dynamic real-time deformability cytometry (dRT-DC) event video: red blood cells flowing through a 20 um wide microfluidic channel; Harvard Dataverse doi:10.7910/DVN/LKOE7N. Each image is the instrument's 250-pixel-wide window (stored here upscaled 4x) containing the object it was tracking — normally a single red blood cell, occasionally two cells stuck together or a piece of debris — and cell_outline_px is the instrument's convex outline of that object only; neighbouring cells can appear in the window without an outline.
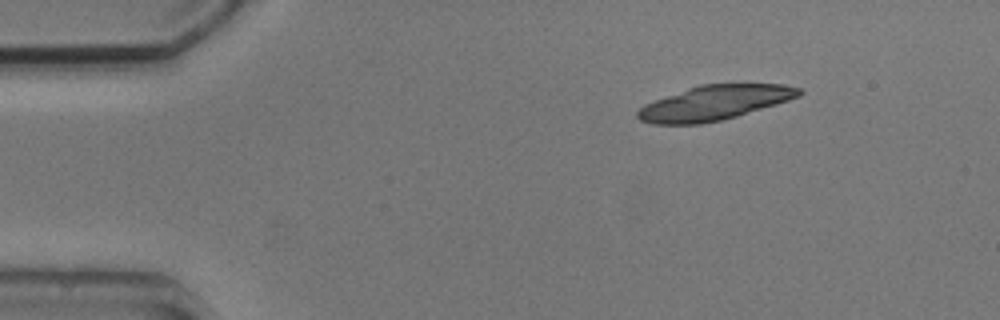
{"species": "common noctule bat (a hibernating species)", "species_latin": "Nyctalus noctula", "temperature_condition": "cold", "stored_images_in_passage": 4, "camera_frame_rate_fps": 3000, "um_per_image_px": 0.085, "animal": {"sex": "male", "body_mass_g": 20.5, "forearm_length_mm": 52.5}, "frame": {"image": 1, "passage_image": 1, "time_ms": 0.0, "image_size_px": [1000, 320], "cell_outline_px": [[804, 92], [800, 96], [776, 104], [736, 116], [720, 120], [700, 124], [652, 124], [640, 120], [636, 116], [636, 112], [644, 104], [688, 88], [700, 84], [784, 84], [800, 88]], "centroid_in_image_um": [60.72, 8.74], "position_along_channel_um": 24.3, "area_um2": 32.37}}
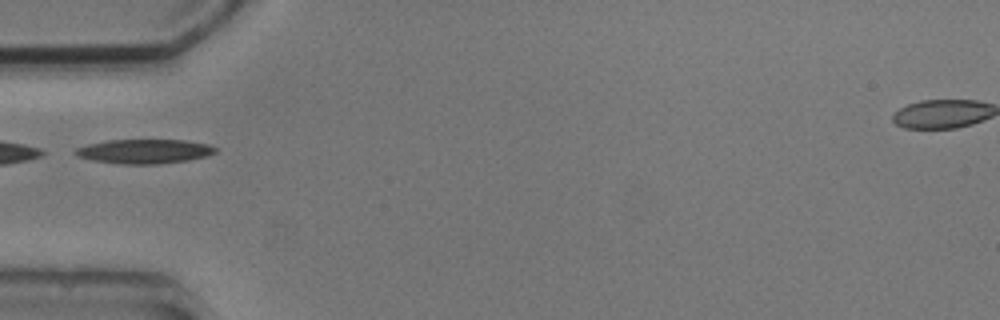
{"frame": {"image": 2, "passage_image": 4, "time_ms": 3.333, "image_size_px": [1000, 320], "cell_outline_px": [[216, 152], [208, 156], [188, 160], [160, 164], [120, 164], [92, 160], [76, 156], [72, 152], [76, 148], [88, 144], [108, 140], [188, 140], [208, 144], [216, 148]], "centroid_in_image_um": [12.26, 12.87], "position_along_channel_um": 72.7, "area_um2": 20.0}}